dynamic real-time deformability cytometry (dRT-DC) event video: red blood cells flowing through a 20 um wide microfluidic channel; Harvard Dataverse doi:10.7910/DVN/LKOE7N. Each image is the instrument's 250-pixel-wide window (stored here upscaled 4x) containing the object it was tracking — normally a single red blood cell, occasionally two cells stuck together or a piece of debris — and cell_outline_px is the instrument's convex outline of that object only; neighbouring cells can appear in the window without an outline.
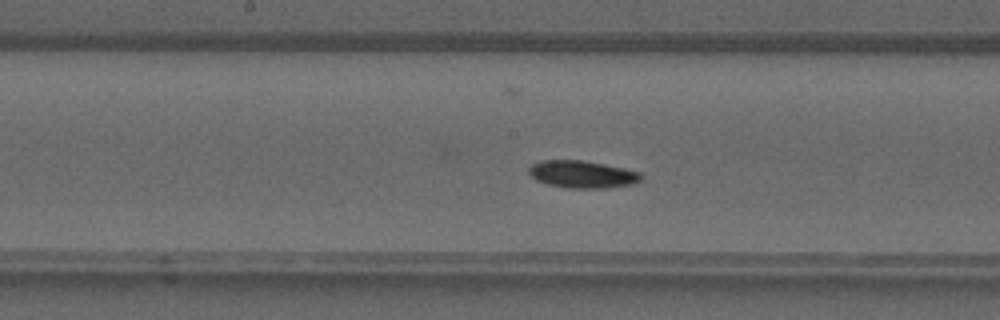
{"species": "common noctule bat (a hibernating species)", "species_latin": "Nyctalus noctula", "temperature_condition": "warm", "stored_images_in_passage": 39, "camera_frame_rate_fps": 3000, "um_per_image_px": 0.085, "animal": {"sex": "male", "forearm_length_mm": 52.5}, "frame": {"image": 1, "passage_image": 18, "time_ms": 5.667, "image_size_px": [1000, 320], "cell_outline_px": [[644, 176], [636, 184], [604, 188], [568, 188], [548, 184], [536, 180], [528, 172], [528, 168], [532, 164], [540, 160], [584, 160], [624, 168], [640, 172]], "centroid_in_image_um": [49.51, 14.81], "position_along_channel_um": 198.7, "area_um2": 18.03}}
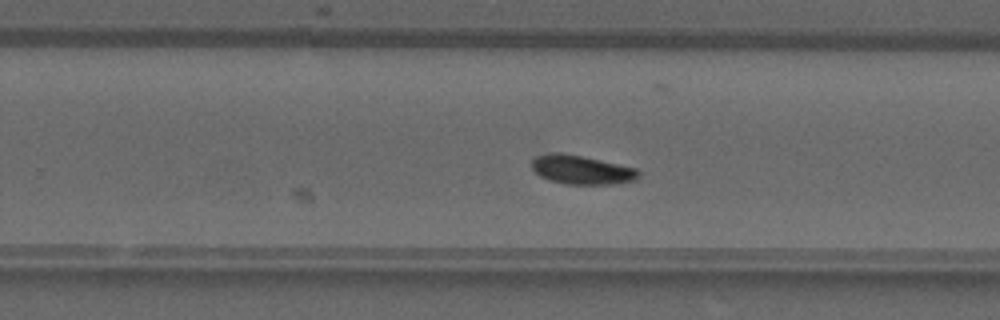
{"frame": {"image": 2, "passage_image": 23, "time_ms": 7.333, "image_size_px": [1000, 320], "cell_outline_px": [[640, 176], [636, 180], [612, 184], [564, 184], [548, 180], [540, 176], [532, 168], [532, 160], [536, 156], [548, 152], [560, 152], [580, 156], [636, 168], [640, 172]], "centroid_in_image_um": [49.41, 14.43], "position_along_channel_um": 280.4, "area_um2": 17.98}}
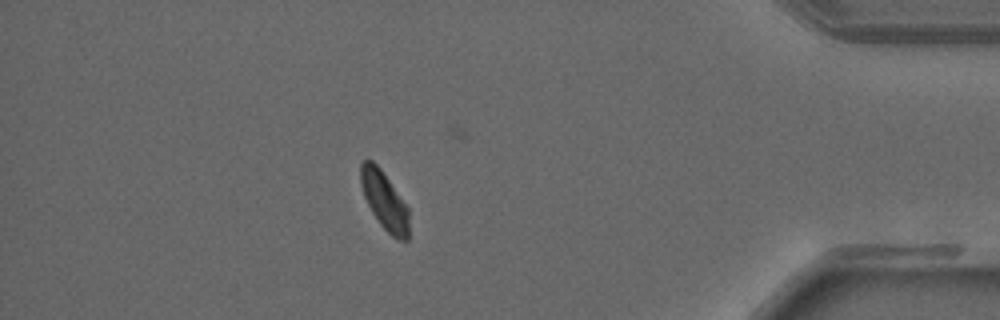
{"frame": {"image": 3, "passage_image": 33, "time_ms": 10.667, "image_size_px": [1000, 320], "cell_outline_px": [[408, 240], [400, 240], [392, 236], [380, 224], [372, 212], [364, 196], [360, 184], [360, 164], [364, 160], [372, 160], [380, 168], [408, 208]], "centroid_in_image_um": [32.65, 17.04], "position_along_channel_um": 402.6, "area_um2": 16.01}}